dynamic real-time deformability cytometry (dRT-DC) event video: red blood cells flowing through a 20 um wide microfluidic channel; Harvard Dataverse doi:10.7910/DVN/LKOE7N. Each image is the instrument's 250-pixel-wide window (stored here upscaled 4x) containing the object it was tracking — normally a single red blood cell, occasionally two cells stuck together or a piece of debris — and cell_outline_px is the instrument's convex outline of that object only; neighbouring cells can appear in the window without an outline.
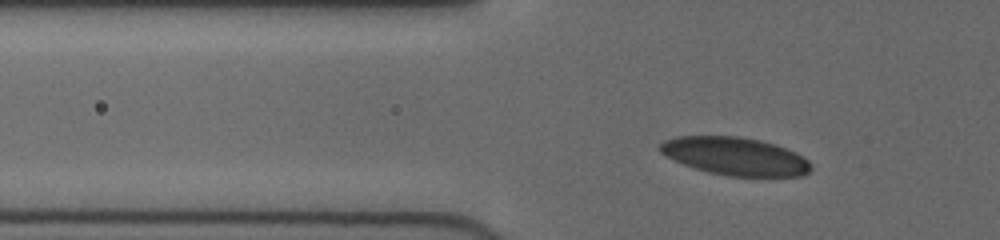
{"species": "human", "species_latin": "Homo sapiens", "temperature_condition": "cold", "stored_images_in_passage": 38, "camera_frame_rate_fps": 3000, "um_per_image_px": 0.085, "donor": {"sex": "female"}, "frame": {"image": 1, "passage_image": 3, "time_ms": 0.667, "image_size_px": [1000, 240], "cell_outline_px": [[812, 168], [804, 176], [728, 176], [708, 172], [684, 164], [660, 152], [660, 144], [664, 140], [676, 136], [736, 136], [760, 140], [796, 152], [808, 160]], "centroid_in_image_um": [62.5, 13.28], "position_along_channel_um": 63.3, "area_um2": 33.06}}
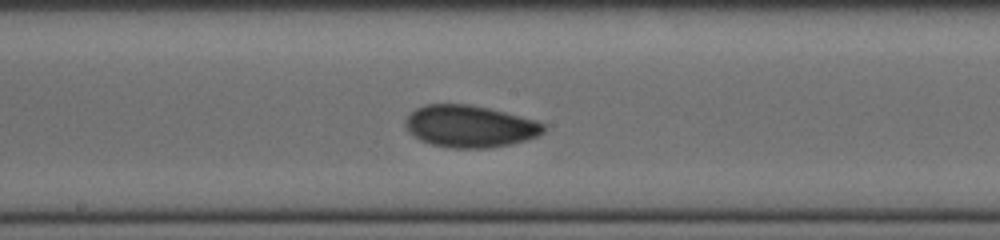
{"frame": {"image": 2, "passage_image": 15, "time_ms": 4.667, "image_size_px": [1000, 240], "cell_outline_px": [[548, 128], [544, 132], [536, 136], [512, 144], [488, 148], [452, 148], [432, 144], [420, 140], [408, 132], [404, 124], [404, 120], [416, 108], [424, 104], [468, 104], [488, 108], [536, 120], [544, 124]], "centroid_in_image_um": [39.92, 10.74], "position_along_channel_um": 208.3, "area_um2": 33.87}}
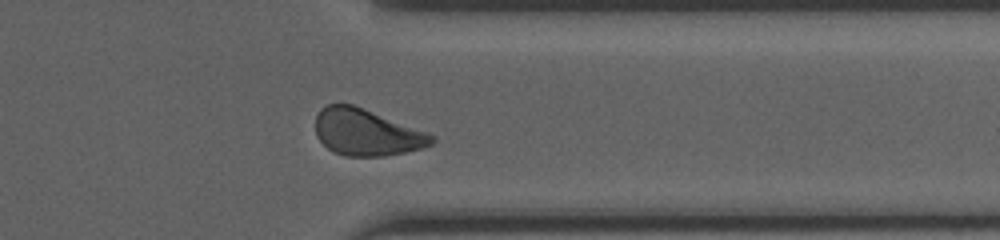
{"frame": {"image": 3, "passage_image": 28, "time_ms": 9.0, "image_size_px": [1000, 240], "cell_outline_px": [[436, 140], [432, 144], [420, 148], [404, 152], [384, 156], [344, 156], [332, 152], [316, 136], [316, 116], [320, 108], [328, 104], [352, 104], [428, 132], [436, 136]], "centroid_in_image_um": [31.15, 11.25], "position_along_channel_um": 380.2, "area_um2": 31.5}, "authors_computed_cell_mechanics": {"area_um2": 32.1946, "velocity_mm_per_s": 3.9734, "shape_relaxation_time_tau1_ms": 5.0084, "shape_relaxation_time_tau2_ms": 1.9036, "deformation_change_tau1": 0.1198, "deformation_change_tau2": 0.0654}}